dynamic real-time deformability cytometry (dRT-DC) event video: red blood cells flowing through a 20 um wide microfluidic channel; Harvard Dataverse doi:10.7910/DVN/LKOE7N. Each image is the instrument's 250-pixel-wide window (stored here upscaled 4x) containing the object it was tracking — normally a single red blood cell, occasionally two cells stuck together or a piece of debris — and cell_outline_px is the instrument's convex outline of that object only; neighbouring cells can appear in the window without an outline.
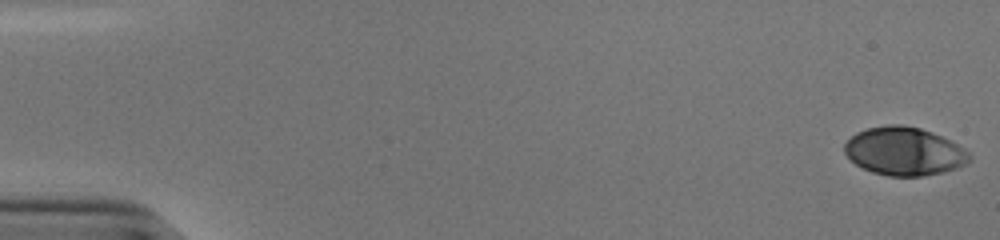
{"species": "human", "species_latin": "Homo sapiens", "temperature_condition": "cold", "stored_images_in_passage": 54, "camera_frame_rate_fps": 3000, "um_per_image_px": 0.085, "donor": {"sex": "male"}, "frame": {"image": 1, "passage_image": 1, "time_ms": 0.0, "image_size_px": [1000, 240], "cell_outline_px": [[972, 160], [968, 164], [956, 168], [924, 176], [888, 176], [872, 172], [856, 164], [844, 152], [844, 144], [856, 132], [868, 128], [888, 124], [904, 124], [920, 128], [932, 132], [964, 148], [972, 156]], "centroid_in_image_um": [76.87, 12.86], "position_along_channel_um": 8.1, "area_um2": 35.08}}
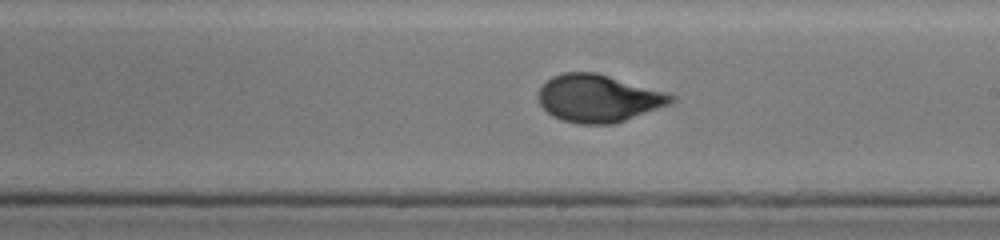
{"frame": {"image": 2, "passage_image": 32, "time_ms": 10.333, "image_size_px": [1000, 240], "cell_outline_px": [[676, 100], [668, 104], [624, 120], [612, 124], [580, 124], [560, 120], [552, 116], [540, 104], [536, 96], [540, 88], [552, 76], [564, 72], [596, 72], [668, 92], [676, 96]], "centroid_in_image_um": [50.84, 8.35], "position_along_channel_um": 238.2, "area_um2": 36.7}}
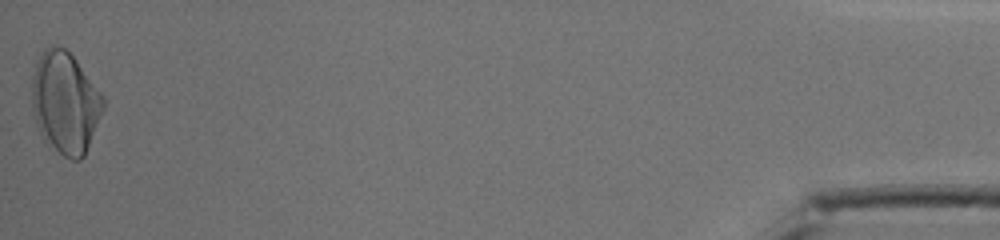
{"frame": {"image": 3, "passage_image": 54, "time_ms": 17.667, "image_size_px": [1000, 240], "cell_outline_px": [[104, 108], [84, 156], [80, 160], [72, 160], [48, 148], [36, 124], [32, 104], [32, 76], [36, 60], [44, 48], [52, 44], [56, 44], [64, 48], [76, 60], [104, 96]], "centroid_in_image_um": [5.52, 8.73], "position_along_channel_um": 429.7, "area_um2": 42.54}, "authors_computed_cell_mechanics": {"area_um2": 36.0961, "velocity_mm_per_s": 3.8298, "shape_relaxation_time_tau1_ms": 3.8551, "shape_relaxation_time_tau2_ms": null, "deformation_change_tau1": 0.1622, "deformation_change_tau2": null}}